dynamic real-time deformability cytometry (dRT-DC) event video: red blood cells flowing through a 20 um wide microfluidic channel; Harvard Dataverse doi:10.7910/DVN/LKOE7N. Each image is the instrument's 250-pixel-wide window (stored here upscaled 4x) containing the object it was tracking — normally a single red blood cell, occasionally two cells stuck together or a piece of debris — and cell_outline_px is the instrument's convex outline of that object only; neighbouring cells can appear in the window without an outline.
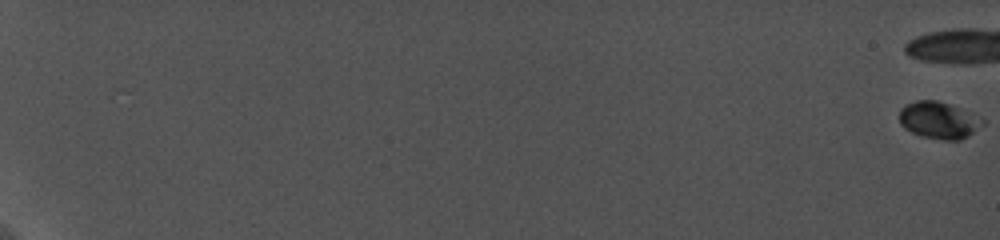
{"species": "common noctule bat (a hibernating species)", "species_latin": "Nyctalus noctula", "temperature_condition": "cold", "stored_images_in_passage": 24, "camera_frame_rate_fps": 5000, "um_per_image_px": 0.085, "animal": {"sex": "female", "body_mass_g": 19.0, "forearm_length_mm": 56.7}, "frame": {"image": 1, "passage_image": 1, "time_ms": 0.0, "image_size_px": [1000, 240], "cell_outline_px": [[984, 124], [968, 136], [960, 140], [940, 140], [920, 136], [904, 128], [900, 124], [900, 108], [904, 104], [916, 100], [936, 100], [960, 108], [984, 120]], "centroid_in_image_um": [79.76, 10.22], "position_along_channel_um": 5.2, "area_um2": 17.92}}
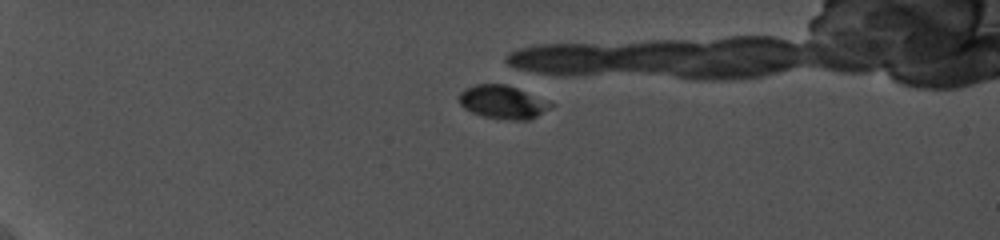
{"frame": {"image": 2, "passage_image": 21, "time_ms": 6.4, "image_size_px": [1000, 240], "cell_outline_px": [[556, 104], [552, 108], [528, 120], [512, 120], [484, 116], [472, 112], [464, 108], [460, 104], [460, 92], [464, 88], [476, 84], [504, 84], [516, 88]], "centroid_in_image_um": [42.74, 8.68], "position_along_channel_um": 42.3, "area_um2": 17.63}}